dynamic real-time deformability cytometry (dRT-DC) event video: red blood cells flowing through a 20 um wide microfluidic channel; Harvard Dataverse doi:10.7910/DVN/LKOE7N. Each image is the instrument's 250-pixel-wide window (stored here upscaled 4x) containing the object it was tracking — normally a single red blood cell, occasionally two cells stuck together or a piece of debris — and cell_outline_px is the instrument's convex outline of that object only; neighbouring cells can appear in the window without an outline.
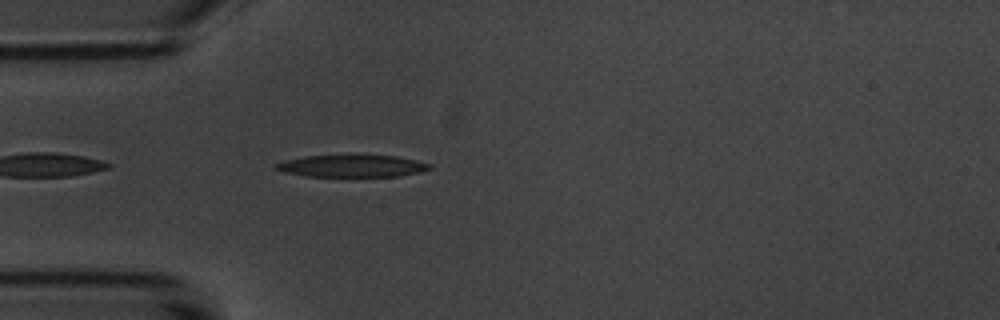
{"species": "common noctule bat (a hibernating species)", "species_latin": "Nyctalus noctula", "temperature_condition": "room temperature", "stored_images_in_passage": 5, "camera_frame_rate_fps": 3000, "um_per_image_px": 0.085, "animal": {"sex": "male", "body_mass_g": 20.1, "forearm_length_mm": 53.5}, "frame": {"image": 1, "passage_image": 5, "time_ms": 4.667, "image_size_px": [1000, 320], "cell_outline_px": [[432, 168], [400, 176], [304, 176], [284, 172], [276, 168], [272, 164], [284, 160], [304, 156], [396, 156], [416, 160], [432, 164]], "centroid_in_image_um": [29.88, 14.11], "position_along_channel_um": 55.1, "area_um2": 19.48}}